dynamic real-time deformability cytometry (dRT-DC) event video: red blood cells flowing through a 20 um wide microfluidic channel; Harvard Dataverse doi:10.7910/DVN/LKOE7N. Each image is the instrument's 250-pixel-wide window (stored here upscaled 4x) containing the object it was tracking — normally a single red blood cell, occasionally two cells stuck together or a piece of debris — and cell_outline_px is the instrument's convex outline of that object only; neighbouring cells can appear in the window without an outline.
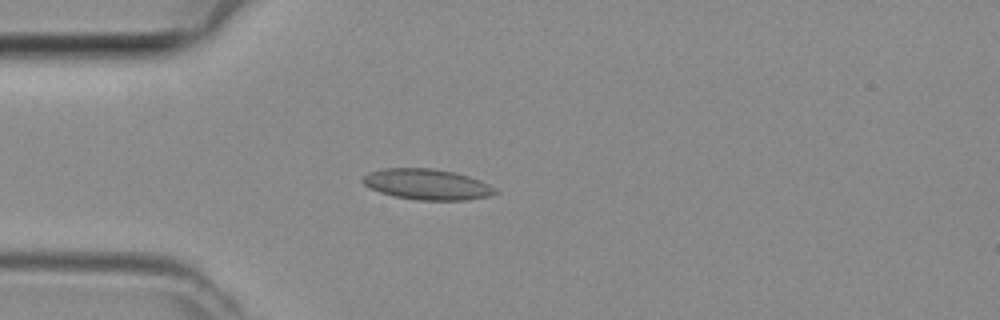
{"species": "common noctule bat (a hibernating species)", "species_latin": "Nyctalus noctula", "temperature_condition": "room temperature", "stored_images_in_passage": 2, "camera_frame_rate_fps": 3000, "um_per_image_px": 0.085, "animal": {"sex": "female", "body_mass_g": 29.2, "forearm_length_mm": 56.3}, "frame": {"image": 1, "passage_image": 2, "time_ms": 0.333, "image_size_px": [1000, 320], "cell_outline_px": [[496, 192], [488, 196], [468, 200], [416, 200], [396, 196], [380, 192], [364, 184], [360, 180], [368, 172], [384, 168], [432, 168], [452, 172], [468, 176], [480, 180], [496, 188]], "centroid_in_image_um": [36.28, 15.66], "position_along_channel_um": 48.7, "area_um2": 23.52}}